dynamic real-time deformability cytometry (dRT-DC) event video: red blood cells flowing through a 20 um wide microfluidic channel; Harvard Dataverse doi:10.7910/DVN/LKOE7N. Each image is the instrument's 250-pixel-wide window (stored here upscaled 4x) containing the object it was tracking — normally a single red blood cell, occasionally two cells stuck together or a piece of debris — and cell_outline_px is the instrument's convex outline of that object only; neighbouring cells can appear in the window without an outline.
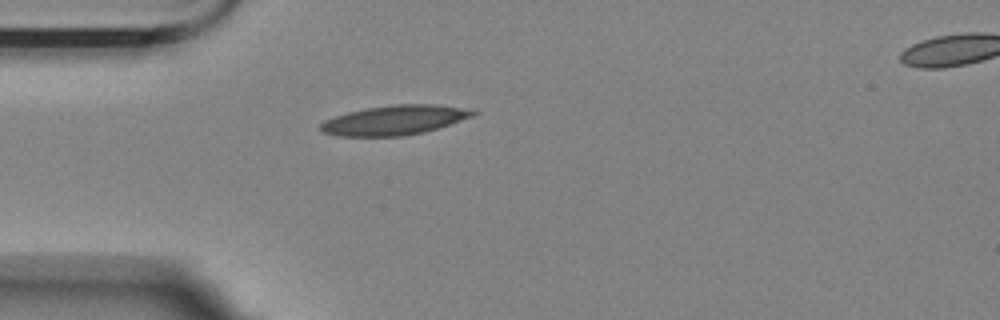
{"species": "Egyptian fruit bat (a non-hibernating species)", "species_latin": "Rousettus aegyptiacus", "temperature_condition": "room temperature", "stored_images_in_passage": 2, "segment_of_instrument_passage": [1, 2], "camera_frame_rate_fps": 3000, "um_per_image_px": 0.085, "animal": {"sex": "female"}, "frame": {"image": 1, "passage_image": 1, "time_ms": 0.0, "image_size_px": [1000, 320], "cell_outline_px": [[480, 112], [472, 116], [424, 132], [404, 136], [336, 136], [324, 132], [320, 128], [320, 124], [324, 120], [348, 112], [368, 108], [396, 104], [436, 104], [472, 108]], "centroid_in_image_um": [33.57, 10.2], "position_along_channel_um": 51.4, "area_um2": 26.18}}